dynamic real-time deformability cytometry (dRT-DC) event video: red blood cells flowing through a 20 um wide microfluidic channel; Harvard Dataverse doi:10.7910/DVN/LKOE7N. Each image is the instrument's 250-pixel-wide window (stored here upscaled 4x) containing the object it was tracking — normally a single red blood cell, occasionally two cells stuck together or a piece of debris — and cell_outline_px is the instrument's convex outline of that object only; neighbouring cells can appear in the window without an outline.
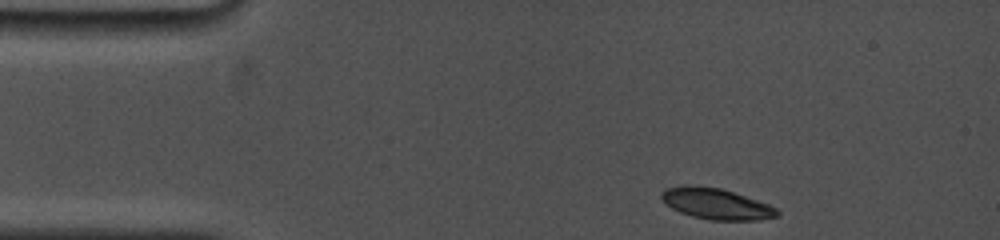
{"species": "common noctule bat (a hibernating species)", "species_latin": "Nyctalus noctula", "temperature_condition": "cold", "stored_images_in_passage": 52, "camera_frame_rate_fps": 5000, "um_per_image_px": 0.085, "animal": {"sex": "female", "body_mass_g": 19.0, "forearm_length_mm": 53.3}, "frame": {"image": 1, "passage_image": 1, "time_ms": 0.0, "image_size_px": [1000, 240], "cell_outline_px": [[780, 216], [760, 220], [708, 220], [692, 216], [680, 212], [664, 204], [660, 196], [660, 192], [668, 188], [684, 184], [688, 184], [720, 188], [768, 204], [776, 208], [780, 212]], "centroid_in_image_um": [60.85, 17.33], "position_along_channel_um": 24.2, "area_um2": 20.98}}
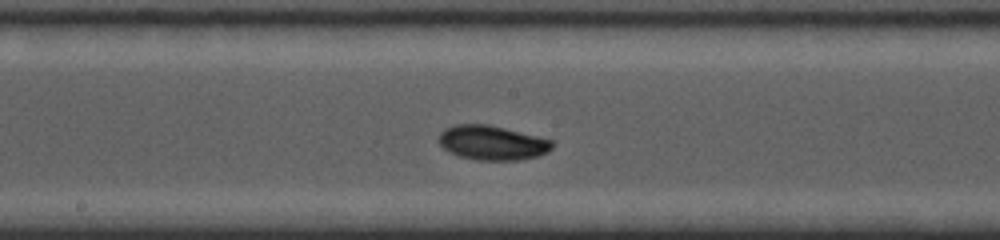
{"frame": {"image": 2, "passage_image": 28, "time_ms": 6.6, "image_size_px": [1000, 240], "cell_outline_px": [[556, 144], [548, 152], [540, 156], [520, 160], [476, 160], [460, 156], [444, 148], [436, 140], [440, 132], [444, 128], [456, 124], [488, 124], [552, 140]], "centroid_in_image_um": [41.84, 12.13], "position_along_channel_um": 206.4, "area_um2": 22.89}}
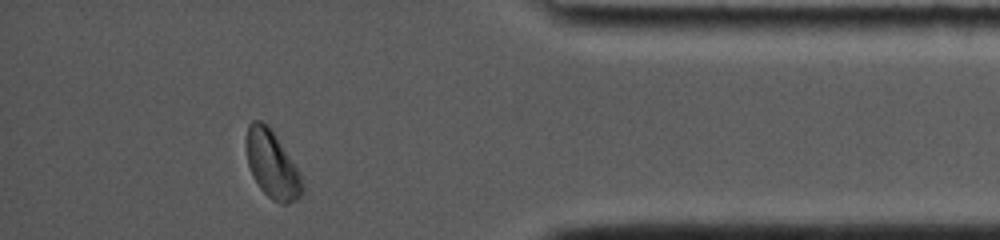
{"frame": {"image": 3, "passage_image": 50, "time_ms": 12.6, "image_size_px": [1000, 240], "cell_outline_px": [[304, 192], [300, 196], [288, 204], [280, 204], [272, 200], [260, 188], [252, 176], [248, 164], [248, 124], [252, 120], [260, 120], [268, 124], [272, 128], [300, 172], [304, 184]], "centroid_in_image_um": [23.17, 14.0], "position_along_channel_um": 412.0, "area_um2": 22.02}, "authors_computed_cell_mechanics": {"area_um2": 22.0507, "velocity_mm_per_s": 3.7247, "shape_relaxation_time_tau1_ms": 4.359, "shape_relaxation_time_tau2_ms": null, "deformation_change_tau1": 0.1442, "deformation_change_tau2": null}}